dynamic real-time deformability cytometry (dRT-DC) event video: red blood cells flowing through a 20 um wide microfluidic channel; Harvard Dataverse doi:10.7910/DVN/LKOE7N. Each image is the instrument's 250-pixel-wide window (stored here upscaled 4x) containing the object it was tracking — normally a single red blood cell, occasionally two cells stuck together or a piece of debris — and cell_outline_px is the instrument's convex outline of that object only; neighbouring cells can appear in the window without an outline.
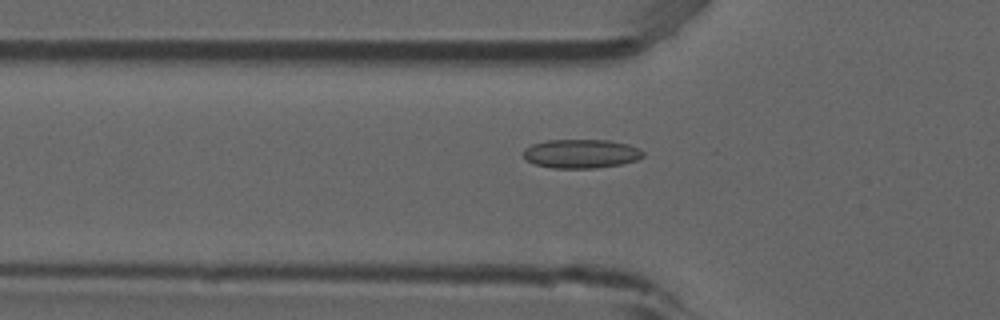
{"species": "common noctule bat (a hibernating species)", "species_latin": "Nyctalus noctula", "temperature_condition": "room temperature", "stored_images_in_passage": 49, "camera_frame_rate_fps": 3000, "um_per_image_px": 0.085, "animal": {"sex": "male", "forearm_length_mm": 52.5}, "frame": {"image": 1, "passage_image": 16, "time_ms": 5.0, "image_size_px": [1000, 320], "cell_outline_px": [[644, 156], [636, 160], [620, 164], [596, 168], [552, 168], [536, 164], [528, 160], [524, 156], [524, 148], [532, 144], [548, 140], [608, 140], [628, 144], [640, 148], [644, 152]], "centroid_in_image_um": [49.42, 13.06], "position_along_channel_um": 76.4, "area_um2": 20.11}}
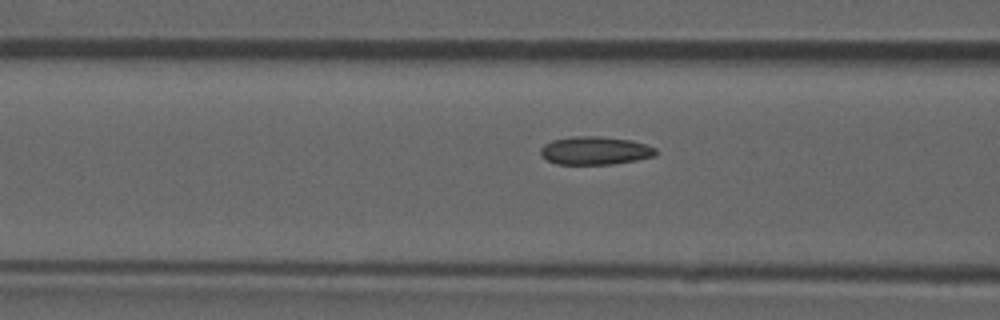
{"frame": {"image": 2, "passage_image": 19, "time_ms": 6.0, "image_size_px": [1000, 320], "cell_outline_px": [[656, 156], [636, 160], [612, 164], [556, 164], [548, 160], [540, 152], [540, 148], [544, 144], [552, 140], [572, 136], [600, 136], [632, 140], [656, 148]], "centroid_in_image_um": [50.58, 12.79], "position_along_channel_um": 116.0, "area_um2": 18.9}}
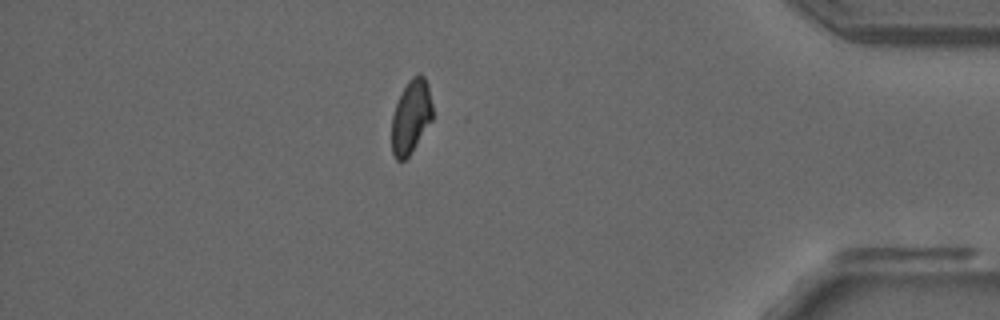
{"frame": {"image": 3, "passage_image": 44, "time_ms": 14.333, "image_size_px": [1000, 320], "cell_outline_px": [[432, 120], [408, 156], [404, 160], [396, 160], [392, 152], [392, 116], [396, 104], [408, 80], [412, 76], [420, 72], [424, 76], [428, 84], [432, 104]], "centroid_in_image_um": [34.94, 9.88], "position_along_channel_um": 400.3, "area_um2": 17.4}, "authors_computed_cell_mechanics": {"area_um2": 18.785, "velocity_mm_per_s": 3.886, "shape_relaxation_time_tau1_ms": null, "shape_relaxation_time_tau2_ms": 1.7754, "deformation_change_tau1": null, "deformation_change_tau2": 0.0681}}